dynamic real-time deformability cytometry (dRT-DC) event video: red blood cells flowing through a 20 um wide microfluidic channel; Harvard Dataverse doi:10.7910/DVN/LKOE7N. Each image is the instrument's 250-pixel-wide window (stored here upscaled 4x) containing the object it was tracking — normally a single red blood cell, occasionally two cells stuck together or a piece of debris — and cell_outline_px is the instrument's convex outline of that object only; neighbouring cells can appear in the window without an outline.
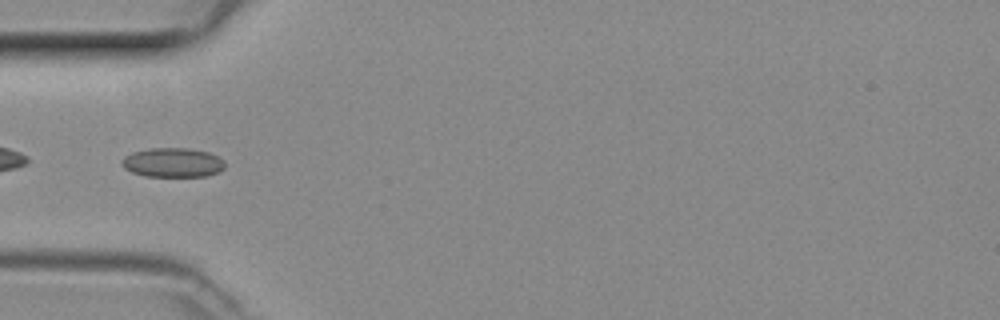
{"species": "common noctule bat (a hibernating species)", "species_latin": "Nyctalus noctula", "temperature_condition": "room temperature", "stored_images_in_passage": 37, "camera_frame_rate_fps": 3000, "um_per_image_px": 0.085, "animal": {"sex": "female", "body_mass_g": 29.2, "forearm_length_mm": 56.3}, "frame": {"image": 1, "passage_image": 4, "time_ms": 1.0, "image_size_px": [1000, 320], "cell_outline_px": [[224, 168], [220, 172], [204, 176], [144, 176], [132, 172], [124, 168], [120, 164], [120, 160], [124, 156], [132, 152], [148, 148], [188, 148], [208, 152], [224, 160]], "centroid_in_image_um": [14.64, 13.81], "position_along_channel_um": 70.4, "area_um2": 17.74}}
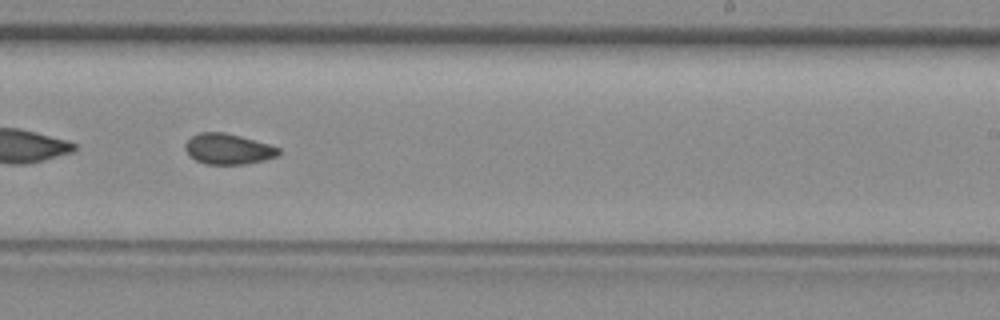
{"frame": {"image": 2, "passage_image": 18, "time_ms": 5.667, "image_size_px": [1000, 320], "cell_outline_px": [[280, 152], [276, 156], [264, 160], [244, 164], [204, 164], [188, 156], [184, 148], [184, 144], [192, 136], [200, 132], [224, 132], [240, 136], [268, 144], [280, 148]], "centroid_in_image_um": [19.35, 12.66], "position_along_channel_um": 269.7, "area_um2": 16.65}}
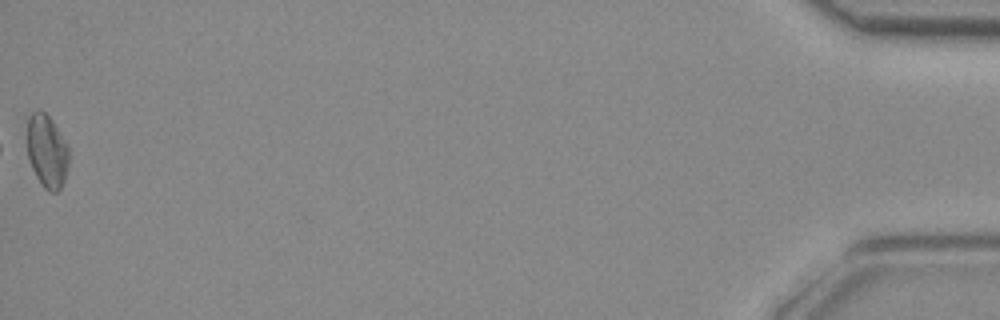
{"frame": {"image": 3, "passage_image": 37, "time_ms": 12.0, "image_size_px": [1000, 320], "cell_outline_px": [[68, 164], [64, 180], [60, 188], [56, 192], [48, 192], [40, 184], [28, 160], [28, 116], [32, 112], [44, 112], [52, 120], [68, 148]], "centroid_in_image_um": [3.98, 12.89], "position_along_channel_um": 431.2, "area_um2": 17.46}}